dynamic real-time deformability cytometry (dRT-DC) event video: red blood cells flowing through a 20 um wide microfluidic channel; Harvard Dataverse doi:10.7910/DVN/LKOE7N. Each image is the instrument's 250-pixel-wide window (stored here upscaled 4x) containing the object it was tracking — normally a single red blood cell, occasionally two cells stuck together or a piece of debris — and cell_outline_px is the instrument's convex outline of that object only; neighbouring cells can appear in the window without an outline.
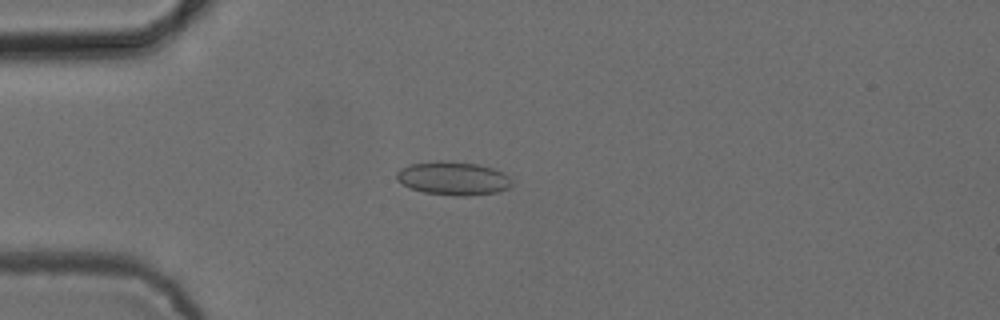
{"species": "common noctule bat (a hibernating species)", "species_latin": "Nyctalus noctula", "temperature_condition": "cold", "stored_images_in_passage": 52, "camera_frame_rate_fps": 3000, "um_per_image_px": 0.085, "animal": {"sex": "female", "body_mass_g": 24.6, "forearm_length_mm": 56.2}, "frame": {"image": 1, "passage_image": 14, "time_ms": 4.333, "image_size_px": [1000, 320], "cell_outline_px": [[512, 184], [508, 188], [496, 192], [468, 196], [456, 196], [424, 192], [412, 188], [396, 180], [396, 172], [400, 168], [412, 164], [440, 160], [444, 160], [480, 164], [504, 172], [512, 180]], "centroid_in_image_um": [38.54, 15.15], "position_along_channel_um": 46.5, "area_um2": 22.54}}
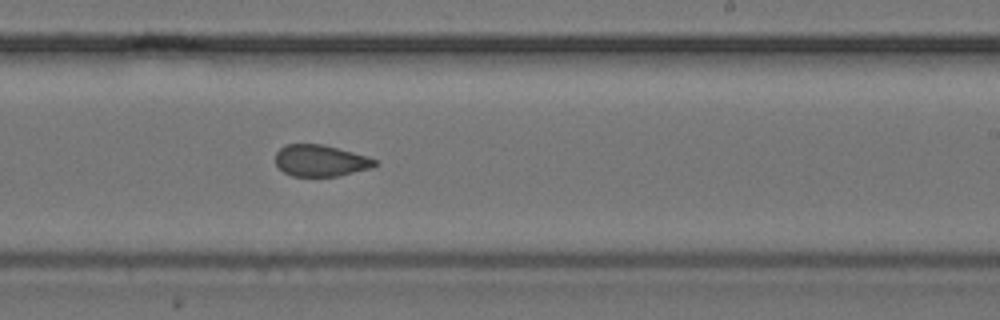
{"frame": {"image": 2, "passage_image": 32, "time_ms": 10.333, "image_size_px": [1000, 320], "cell_outline_px": [[376, 164], [372, 168], [340, 176], [292, 176], [284, 172], [276, 164], [276, 152], [284, 144], [320, 144], [368, 156], [376, 160]], "centroid_in_image_um": [27.24, 13.66], "position_along_channel_um": 261.8, "area_um2": 18.21}}
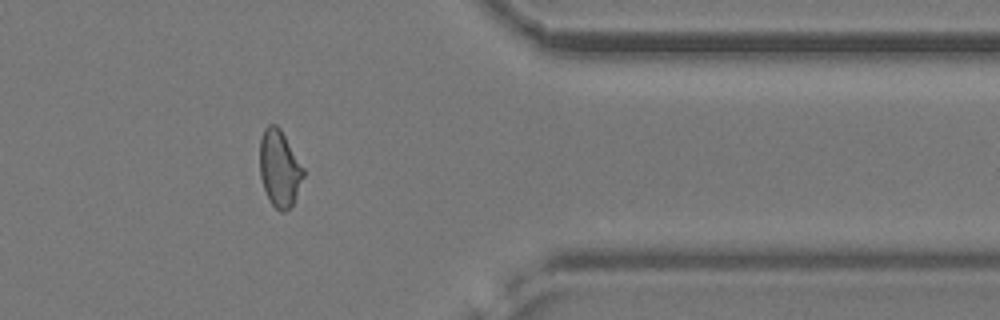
{"frame": {"image": 3, "passage_image": 43, "time_ms": 14.0, "image_size_px": [1000, 320], "cell_outline_px": [[304, 176], [292, 204], [284, 212], [280, 212], [268, 200], [260, 176], [260, 140], [264, 128], [268, 124], [276, 124], [280, 128], [304, 168]], "centroid_in_image_um": [23.74, 14.3], "position_along_channel_um": 387.7, "area_um2": 19.36}, "authors_computed_cell_mechanics": {"area_um2": 19.6809, "velocity_mm_per_s": 3.8831, "shape_relaxation_time_tau1_ms": null, "shape_relaxation_time_tau2_ms": 1.7899, "deformation_change_tau1": null, "deformation_change_tau2": 0.0732}}